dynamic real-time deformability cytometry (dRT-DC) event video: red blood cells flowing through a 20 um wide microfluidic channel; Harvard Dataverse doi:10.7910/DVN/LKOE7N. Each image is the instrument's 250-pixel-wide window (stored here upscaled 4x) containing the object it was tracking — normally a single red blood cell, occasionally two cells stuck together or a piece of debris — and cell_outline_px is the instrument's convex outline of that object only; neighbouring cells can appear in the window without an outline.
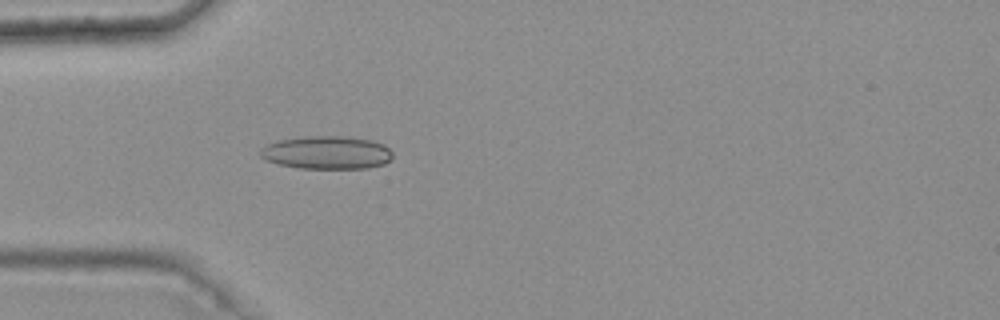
{"species": "common noctule bat (a hibernating species)", "species_latin": "Nyctalus noctula", "temperature_condition": "warm", "stored_images_in_passage": 4, "camera_frame_rate_fps": 3000, "um_per_image_px": 0.085, "animal": {"sex": "female", "body_mass_g": 25.1}, "frame": {"image": 1, "passage_image": 4, "time_ms": 1.0, "image_size_px": [1000, 320], "cell_outline_px": [[392, 156], [384, 164], [368, 168], [300, 168], [280, 164], [268, 160], [260, 156], [260, 148], [268, 144], [280, 140], [304, 136], [340, 136], [372, 140], [384, 144], [392, 152]], "centroid_in_image_um": [27.79, 12.96], "position_along_channel_um": 57.2, "area_um2": 25.32}}